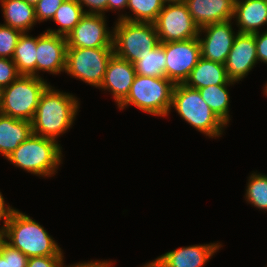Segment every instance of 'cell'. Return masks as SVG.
I'll use <instances>...</instances> for the list:
<instances>
[{"label":"cell","mask_w":267,"mask_h":267,"mask_svg":"<svg viewBox=\"0 0 267 267\" xmlns=\"http://www.w3.org/2000/svg\"><path fill=\"white\" fill-rule=\"evenodd\" d=\"M49 85L41 95L32 122V133L57 140L72 126L79 108L73 94L63 93Z\"/></svg>","instance_id":"obj_1"},{"label":"cell","mask_w":267,"mask_h":267,"mask_svg":"<svg viewBox=\"0 0 267 267\" xmlns=\"http://www.w3.org/2000/svg\"><path fill=\"white\" fill-rule=\"evenodd\" d=\"M4 241L28 258L63 256L61 248L44 227L17 209L4 224Z\"/></svg>","instance_id":"obj_2"},{"label":"cell","mask_w":267,"mask_h":267,"mask_svg":"<svg viewBox=\"0 0 267 267\" xmlns=\"http://www.w3.org/2000/svg\"><path fill=\"white\" fill-rule=\"evenodd\" d=\"M61 148L56 140L32 133L6 159L31 174L50 177L62 162Z\"/></svg>","instance_id":"obj_3"},{"label":"cell","mask_w":267,"mask_h":267,"mask_svg":"<svg viewBox=\"0 0 267 267\" xmlns=\"http://www.w3.org/2000/svg\"><path fill=\"white\" fill-rule=\"evenodd\" d=\"M175 84L166 77L135 75L127 97L118 105L124 109L134 105L145 113L168 116L172 109V92Z\"/></svg>","instance_id":"obj_4"},{"label":"cell","mask_w":267,"mask_h":267,"mask_svg":"<svg viewBox=\"0 0 267 267\" xmlns=\"http://www.w3.org/2000/svg\"><path fill=\"white\" fill-rule=\"evenodd\" d=\"M42 77L20 75L0 90V113L15 119L32 121L44 90L49 86Z\"/></svg>","instance_id":"obj_5"},{"label":"cell","mask_w":267,"mask_h":267,"mask_svg":"<svg viewBox=\"0 0 267 267\" xmlns=\"http://www.w3.org/2000/svg\"><path fill=\"white\" fill-rule=\"evenodd\" d=\"M171 107L188 124L210 138L221 136L226 126L203 100L199 90L183 83L175 84Z\"/></svg>","instance_id":"obj_6"},{"label":"cell","mask_w":267,"mask_h":267,"mask_svg":"<svg viewBox=\"0 0 267 267\" xmlns=\"http://www.w3.org/2000/svg\"><path fill=\"white\" fill-rule=\"evenodd\" d=\"M113 28V52L134 64L160 42L154 23L117 19Z\"/></svg>","instance_id":"obj_7"},{"label":"cell","mask_w":267,"mask_h":267,"mask_svg":"<svg viewBox=\"0 0 267 267\" xmlns=\"http://www.w3.org/2000/svg\"><path fill=\"white\" fill-rule=\"evenodd\" d=\"M113 48H67L65 73L100 88Z\"/></svg>","instance_id":"obj_8"},{"label":"cell","mask_w":267,"mask_h":267,"mask_svg":"<svg viewBox=\"0 0 267 267\" xmlns=\"http://www.w3.org/2000/svg\"><path fill=\"white\" fill-rule=\"evenodd\" d=\"M154 25L160 43L185 41L199 36L200 28L184 1L165 4Z\"/></svg>","instance_id":"obj_9"},{"label":"cell","mask_w":267,"mask_h":267,"mask_svg":"<svg viewBox=\"0 0 267 267\" xmlns=\"http://www.w3.org/2000/svg\"><path fill=\"white\" fill-rule=\"evenodd\" d=\"M165 75L174 84L184 83L201 57L198 38L165 42Z\"/></svg>","instance_id":"obj_10"},{"label":"cell","mask_w":267,"mask_h":267,"mask_svg":"<svg viewBox=\"0 0 267 267\" xmlns=\"http://www.w3.org/2000/svg\"><path fill=\"white\" fill-rule=\"evenodd\" d=\"M105 15L85 14L66 37L67 48H113V31L107 30Z\"/></svg>","instance_id":"obj_11"},{"label":"cell","mask_w":267,"mask_h":267,"mask_svg":"<svg viewBox=\"0 0 267 267\" xmlns=\"http://www.w3.org/2000/svg\"><path fill=\"white\" fill-rule=\"evenodd\" d=\"M231 22V20H228L212 23L200 28L198 41L201 57L213 62L225 64L234 39L238 34V32H234ZM202 32L205 33V37L200 38Z\"/></svg>","instance_id":"obj_12"},{"label":"cell","mask_w":267,"mask_h":267,"mask_svg":"<svg viewBox=\"0 0 267 267\" xmlns=\"http://www.w3.org/2000/svg\"><path fill=\"white\" fill-rule=\"evenodd\" d=\"M65 36L44 32L37 36L36 77L39 71L58 74L65 71L67 55Z\"/></svg>","instance_id":"obj_13"},{"label":"cell","mask_w":267,"mask_h":267,"mask_svg":"<svg viewBox=\"0 0 267 267\" xmlns=\"http://www.w3.org/2000/svg\"><path fill=\"white\" fill-rule=\"evenodd\" d=\"M256 63L258 58L254 34L238 32L224 64L229 79L240 81Z\"/></svg>","instance_id":"obj_14"},{"label":"cell","mask_w":267,"mask_h":267,"mask_svg":"<svg viewBox=\"0 0 267 267\" xmlns=\"http://www.w3.org/2000/svg\"><path fill=\"white\" fill-rule=\"evenodd\" d=\"M220 243L180 247L169 251L143 267H203L219 250Z\"/></svg>","instance_id":"obj_15"},{"label":"cell","mask_w":267,"mask_h":267,"mask_svg":"<svg viewBox=\"0 0 267 267\" xmlns=\"http://www.w3.org/2000/svg\"><path fill=\"white\" fill-rule=\"evenodd\" d=\"M135 75L131 62L113 55L108 62L100 88L109 91L118 106L127 97Z\"/></svg>","instance_id":"obj_16"},{"label":"cell","mask_w":267,"mask_h":267,"mask_svg":"<svg viewBox=\"0 0 267 267\" xmlns=\"http://www.w3.org/2000/svg\"><path fill=\"white\" fill-rule=\"evenodd\" d=\"M184 2L199 28L233 20L235 0H185Z\"/></svg>","instance_id":"obj_17"},{"label":"cell","mask_w":267,"mask_h":267,"mask_svg":"<svg viewBox=\"0 0 267 267\" xmlns=\"http://www.w3.org/2000/svg\"><path fill=\"white\" fill-rule=\"evenodd\" d=\"M233 18L239 33L254 34L267 24V0H236Z\"/></svg>","instance_id":"obj_18"},{"label":"cell","mask_w":267,"mask_h":267,"mask_svg":"<svg viewBox=\"0 0 267 267\" xmlns=\"http://www.w3.org/2000/svg\"><path fill=\"white\" fill-rule=\"evenodd\" d=\"M32 134V122L0 113V154L7 158Z\"/></svg>","instance_id":"obj_19"},{"label":"cell","mask_w":267,"mask_h":267,"mask_svg":"<svg viewBox=\"0 0 267 267\" xmlns=\"http://www.w3.org/2000/svg\"><path fill=\"white\" fill-rule=\"evenodd\" d=\"M230 81L224 64L200 57L183 84L201 89L210 85H223Z\"/></svg>","instance_id":"obj_20"},{"label":"cell","mask_w":267,"mask_h":267,"mask_svg":"<svg viewBox=\"0 0 267 267\" xmlns=\"http://www.w3.org/2000/svg\"><path fill=\"white\" fill-rule=\"evenodd\" d=\"M5 25L20 30L22 33L37 23L34 5L24 0H0Z\"/></svg>","instance_id":"obj_21"},{"label":"cell","mask_w":267,"mask_h":267,"mask_svg":"<svg viewBox=\"0 0 267 267\" xmlns=\"http://www.w3.org/2000/svg\"><path fill=\"white\" fill-rule=\"evenodd\" d=\"M37 37L29 36L27 32L20 35L12 57L21 75L36 77Z\"/></svg>","instance_id":"obj_22"},{"label":"cell","mask_w":267,"mask_h":267,"mask_svg":"<svg viewBox=\"0 0 267 267\" xmlns=\"http://www.w3.org/2000/svg\"><path fill=\"white\" fill-rule=\"evenodd\" d=\"M229 81L223 85H210L199 90L203 100L208 104L210 109L219 117V119L227 125L230 121L229 102L230 96L227 86L234 84Z\"/></svg>","instance_id":"obj_23"},{"label":"cell","mask_w":267,"mask_h":267,"mask_svg":"<svg viewBox=\"0 0 267 267\" xmlns=\"http://www.w3.org/2000/svg\"><path fill=\"white\" fill-rule=\"evenodd\" d=\"M86 13L77 0H65L52 18L60 25L57 30L48 29L46 32L67 37Z\"/></svg>","instance_id":"obj_24"},{"label":"cell","mask_w":267,"mask_h":267,"mask_svg":"<svg viewBox=\"0 0 267 267\" xmlns=\"http://www.w3.org/2000/svg\"><path fill=\"white\" fill-rule=\"evenodd\" d=\"M136 75L149 77H166V56L164 51V43H159L152 49L151 53L146 54L141 60L134 64Z\"/></svg>","instance_id":"obj_25"},{"label":"cell","mask_w":267,"mask_h":267,"mask_svg":"<svg viewBox=\"0 0 267 267\" xmlns=\"http://www.w3.org/2000/svg\"><path fill=\"white\" fill-rule=\"evenodd\" d=\"M164 5L162 0H128L127 8L132 11L134 16L121 14L117 19L154 23Z\"/></svg>","instance_id":"obj_26"},{"label":"cell","mask_w":267,"mask_h":267,"mask_svg":"<svg viewBox=\"0 0 267 267\" xmlns=\"http://www.w3.org/2000/svg\"><path fill=\"white\" fill-rule=\"evenodd\" d=\"M245 197L254 207L267 211V175L252 173L249 176Z\"/></svg>","instance_id":"obj_27"},{"label":"cell","mask_w":267,"mask_h":267,"mask_svg":"<svg viewBox=\"0 0 267 267\" xmlns=\"http://www.w3.org/2000/svg\"><path fill=\"white\" fill-rule=\"evenodd\" d=\"M22 32L0 24V58L12 59L17 41Z\"/></svg>","instance_id":"obj_28"},{"label":"cell","mask_w":267,"mask_h":267,"mask_svg":"<svg viewBox=\"0 0 267 267\" xmlns=\"http://www.w3.org/2000/svg\"><path fill=\"white\" fill-rule=\"evenodd\" d=\"M65 0H39L34 6L37 22L50 20Z\"/></svg>","instance_id":"obj_29"},{"label":"cell","mask_w":267,"mask_h":267,"mask_svg":"<svg viewBox=\"0 0 267 267\" xmlns=\"http://www.w3.org/2000/svg\"><path fill=\"white\" fill-rule=\"evenodd\" d=\"M0 254L4 258H8L9 267H27L28 257L5 241L1 243Z\"/></svg>","instance_id":"obj_30"},{"label":"cell","mask_w":267,"mask_h":267,"mask_svg":"<svg viewBox=\"0 0 267 267\" xmlns=\"http://www.w3.org/2000/svg\"><path fill=\"white\" fill-rule=\"evenodd\" d=\"M20 75L12 59L0 58V90L9 86Z\"/></svg>","instance_id":"obj_31"},{"label":"cell","mask_w":267,"mask_h":267,"mask_svg":"<svg viewBox=\"0 0 267 267\" xmlns=\"http://www.w3.org/2000/svg\"><path fill=\"white\" fill-rule=\"evenodd\" d=\"M64 256L29 257L27 267H60Z\"/></svg>","instance_id":"obj_32"},{"label":"cell","mask_w":267,"mask_h":267,"mask_svg":"<svg viewBox=\"0 0 267 267\" xmlns=\"http://www.w3.org/2000/svg\"><path fill=\"white\" fill-rule=\"evenodd\" d=\"M78 3L84 8L89 7V10H84L87 14H100L105 15L104 11H107V0H77Z\"/></svg>","instance_id":"obj_33"},{"label":"cell","mask_w":267,"mask_h":267,"mask_svg":"<svg viewBox=\"0 0 267 267\" xmlns=\"http://www.w3.org/2000/svg\"><path fill=\"white\" fill-rule=\"evenodd\" d=\"M258 61L267 64V31L254 33Z\"/></svg>","instance_id":"obj_34"},{"label":"cell","mask_w":267,"mask_h":267,"mask_svg":"<svg viewBox=\"0 0 267 267\" xmlns=\"http://www.w3.org/2000/svg\"><path fill=\"white\" fill-rule=\"evenodd\" d=\"M113 263L111 261H88L81 262L75 265H70L68 267H110ZM60 267H66L64 263L61 264Z\"/></svg>","instance_id":"obj_35"},{"label":"cell","mask_w":267,"mask_h":267,"mask_svg":"<svg viewBox=\"0 0 267 267\" xmlns=\"http://www.w3.org/2000/svg\"><path fill=\"white\" fill-rule=\"evenodd\" d=\"M13 210L14 208L6 205L2 193L0 192V220L3 219L4 224L9 219Z\"/></svg>","instance_id":"obj_36"},{"label":"cell","mask_w":267,"mask_h":267,"mask_svg":"<svg viewBox=\"0 0 267 267\" xmlns=\"http://www.w3.org/2000/svg\"><path fill=\"white\" fill-rule=\"evenodd\" d=\"M128 0H107V11L127 8Z\"/></svg>","instance_id":"obj_37"},{"label":"cell","mask_w":267,"mask_h":267,"mask_svg":"<svg viewBox=\"0 0 267 267\" xmlns=\"http://www.w3.org/2000/svg\"><path fill=\"white\" fill-rule=\"evenodd\" d=\"M0 267H9L8 258H4L1 254H0Z\"/></svg>","instance_id":"obj_38"},{"label":"cell","mask_w":267,"mask_h":267,"mask_svg":"<svg viewBox=\"0 0 267 267\" xmlns=\"http://www.w3.org/2000/svg\"><path fill=\"white\" fill-rule=\"evenodd\" d=\"M4 241V224L3 226L0 228V246L1 243Z\"/></svg>","instance_id":"obj_39"},{"label":"cell","mask_w":267,"mask_h":267,"mask_svg":"<svg viewBox=\"0 0 267 267\" xmlns=\"http://www.w3.org/2000/svg\"><path fill=\"white\" fill-rule=\"evenodd\" d=\"M164 4H169V3H178V2H183L185 0H162Z\"/></svg>","instance_id":"obj_40"},{"label":"cell","mask_w":267,"mask_h":267,"mask_svg":"<svg viewBox=\"0 0 267 267\" xmlns=\"http://www.w3.org/2000/svg\"><path fill=\"white\" fill-rule=\"evenodd\" d=\"M24 1L34 6L39 2V0H24Z\"/></svg>","instance_id":"obj_41"},{"label":"cell","mask_w":267,"mask_h":267,"mask_svg":"<svg viewBox=\"0 0 267 267\" xmlns=\"http://www.w3.org/2000/svg\"><path fill=\"white\" fill-rule=\"evenodd\" d=\"M264 87L265 88L263 90H264L265 94L267 95V83H266V85Z\"/></svg>","instance_id":"obj_42"}]
</instances>
